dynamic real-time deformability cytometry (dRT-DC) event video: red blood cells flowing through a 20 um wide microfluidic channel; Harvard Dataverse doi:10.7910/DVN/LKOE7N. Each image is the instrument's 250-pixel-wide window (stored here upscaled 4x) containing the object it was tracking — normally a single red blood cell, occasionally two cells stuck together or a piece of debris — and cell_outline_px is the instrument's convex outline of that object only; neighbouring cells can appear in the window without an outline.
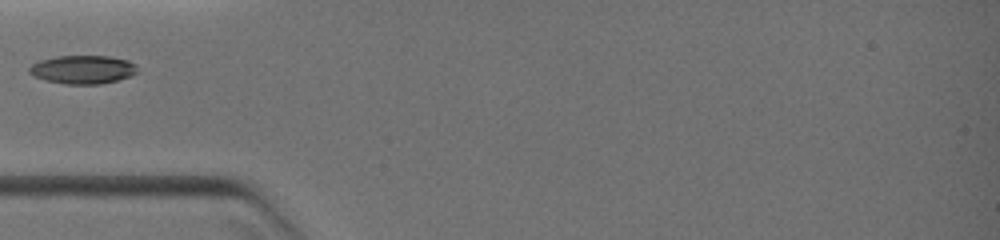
{"species": "common noctule bat (a hibernating species)", "species_latin": "Nyctalus noctula", "temperature_condition": "warm", "stored_images_in_passage": 20, "camera_frame_rate_fps": 3000, "um_per_image_px": 0.085, "animal": {"sex": "female", "body_mass_g": 19.0, "forearm_length_mm": 51.5}, "frame": {"image": 1, "passage_image": 1, "time_ms": 0.0, "image_size_px": [1000, 240], "cell_outline_px": [[140, 72], [116, 80], [100, 84], [64, 84], [44, 80], [28, 72], [28, 68], [32, 64], [40, 60], [56, 56], [108, 56], [128, 60], [136, 64]], "centroid_in_image_um": [7.05, 5.9], "position_along_channel_um": 78.0, "area_um2": 17.98}}
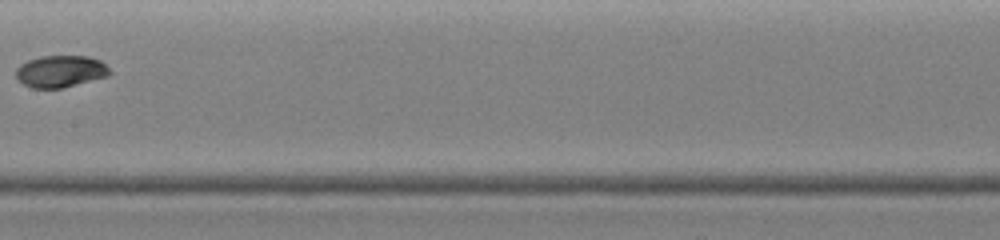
{"frame": {"image": 2, "passage_image": 7, "time_ms": 2.667, "image_size_px": [1000, 240], "cell_outline_px": [[112, 72], [108, 76], [64, 88], [32, 88], [24, 84], [16, 76], [16, 68], [20, 64], [28, 60], [40, 56], [88, 56], [100, 60]], "centroid_in_image_um": [5.15, 6.06], "position_along_channel_um": 202.3, "area_um2": 17.46}}
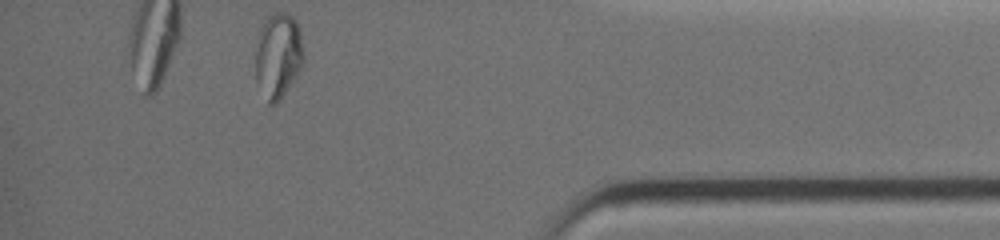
{"frame": {"image": 3, "passage_image": 20, "time_ms": 7.667, "image_size_px": [1000, 240], "cell_outline_px": [[304, 64], [280, 100], [276, 104], [268, 104], [256, 80], [256, 36], [264, 20], [268, 16], [276, 12], [284, 12], [292, 16], [296, 20], [300, 28], [304, 52]], "centroid_in_image_um": [23.65, 4.69], "position_along_channel_um": 411.5, "area_um2": 24.33}}